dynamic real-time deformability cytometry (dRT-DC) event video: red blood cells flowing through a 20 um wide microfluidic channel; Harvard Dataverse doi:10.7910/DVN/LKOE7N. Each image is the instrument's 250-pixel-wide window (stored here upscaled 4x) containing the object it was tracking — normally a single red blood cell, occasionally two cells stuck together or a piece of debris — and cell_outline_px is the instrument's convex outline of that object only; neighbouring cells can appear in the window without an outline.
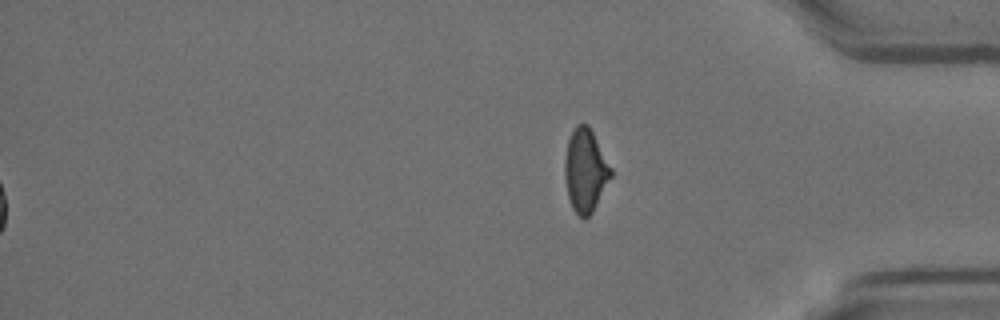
{"species": "Egyptian fruit bat (a non-hibernating species)", "species_latin": "Rousettus aegyptiacus", "temperature_condition": "room temperature", "stored_images_in_passage": 57, "segment_of_instrument_passage": [2, 2], "camera_frame_rate_fps": 3000, "um_per_image_px": 0.085, "animal": {"sex": "female"}, "frame": {"image": 1, "passage_image": 57, "time_ms": 18.667, "image_size_px": [1000, 320], "cell_outline_px": [[612, 176], [592, 212], [584, 220], [572, 208], [568, 196], [564, 176], [564, 160], [568, 140], [576, 124], [588, 124], [612, 168]], "centroid_in_image_um": [49.75, 14.49], "position_along_channel_um": 385.5, "area_um2": 22.25}}